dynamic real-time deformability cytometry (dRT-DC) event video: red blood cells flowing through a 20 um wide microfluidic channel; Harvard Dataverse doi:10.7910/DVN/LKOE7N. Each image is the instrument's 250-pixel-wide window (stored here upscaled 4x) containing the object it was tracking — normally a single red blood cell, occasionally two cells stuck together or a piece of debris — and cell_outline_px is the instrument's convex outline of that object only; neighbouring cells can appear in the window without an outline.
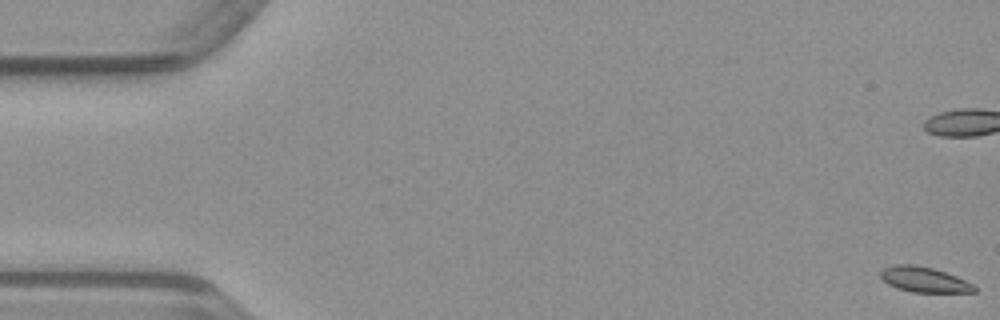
{"species": "common noctule bat (a hibernating species)", "species_latin": "Nyctalus noctula", "temperature_condition": "warm", "stored_images_in_passage": 51, "camera_frame_rate_fps": 3000, "um_per_image_px": 0.085, "animal": {"sex": "male", "body_mass_g": 23.1, "forearm_length_mm": 52.7}, "frame": {"image": 1, "passage_image": 1, "time_ms": 0.0, "image_size_px": [1000, 320], "cell_outline_px": [[976, 292], [912, 292], [896, 288], [888, 284], [880, 276], [880, 272], [884, 268], [896, 264], [916, 264], [932, 268], [956, 276], [972, 284], [976, 288]], "centroid_in_image_um": [78.53, 23.76], "position_along_channel_um": 6.5, "area_um2": 13.7}}